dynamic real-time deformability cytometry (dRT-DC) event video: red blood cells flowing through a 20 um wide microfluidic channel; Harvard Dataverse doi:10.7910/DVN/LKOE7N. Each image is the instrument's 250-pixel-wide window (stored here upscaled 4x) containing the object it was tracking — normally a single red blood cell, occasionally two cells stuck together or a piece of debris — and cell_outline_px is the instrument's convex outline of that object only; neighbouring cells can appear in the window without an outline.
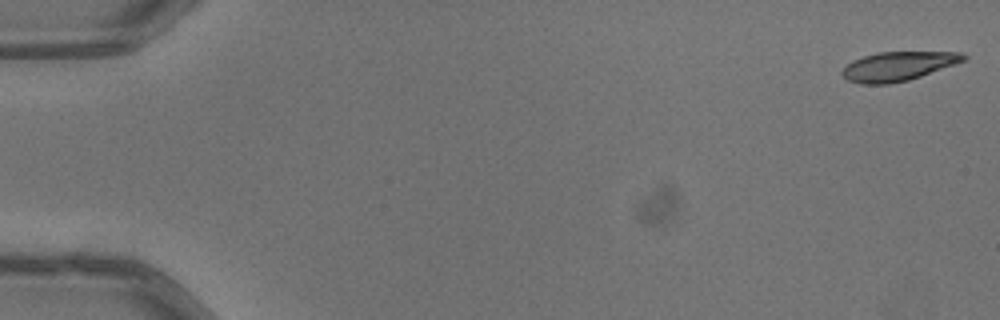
{"species": "common noctule bat (a hibernating species)", "species_latin": "Nyctalus noctula", "temperature_condition": "warm", "stored_images_in_passage": 52, "camera_frame_rate_fps": 3000, "um_per_image_px": 0.085, "animal": {"sex": "male", "body_mass_g": 13.3}, "frame": {"image": 1, "passage_image": 1, "time_ms": 0.0, "image_size_px": [1000, 320], "cell_outline_px": [[968, 60], [908, 80], [888, 84], [860, 84], [848, 80], [840, 72], [852, 60], [864, 56], [880, 52], [960, 52], [968, 56]], "centroid_in_image_um": [76.36, 5.63], "position_along_channel_um": 8.6, "area_um2": 20.52}}
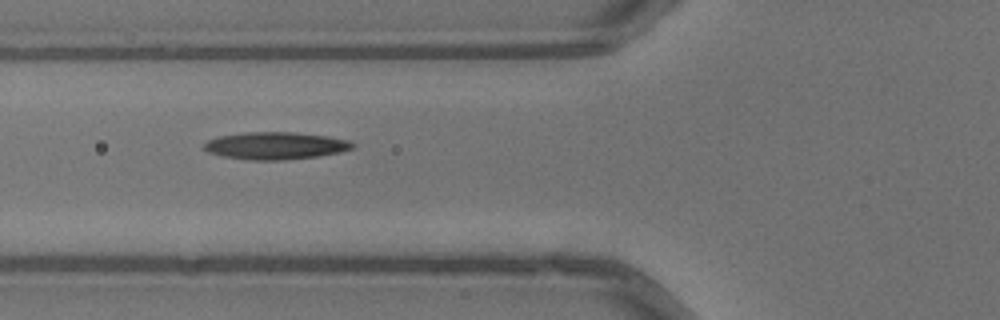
{"frame": {"image": 2, "passage_image": 20, "time_ms": 6.333, "image_size_px": [1000, 320], "cell_outline_px": [[356, 148], [340, 152], [316, 156], [284, 160], [252, 160], [224, 156], [208, 152], [204, 148], [204, 144], [208, 140], [220, 136], [248, 132], [296, 132], [328, 136], [348, 140], [356, 144]], "centroid_in_image_um": [23.47, 12.38], "position_along_channel_um": 102.3, "area_um2": 23.58}}
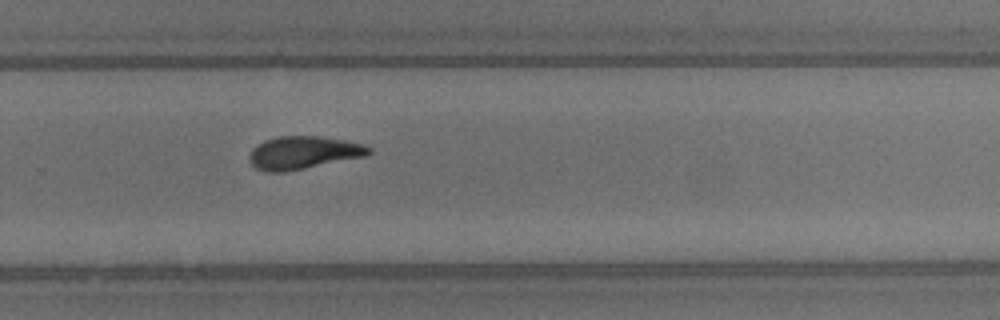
{"frame": {"image": 3, "passage_image": 35, "time_ms": 11.333, "image_size_px": [1000, 320], "cell_outline_px": [[372, 152], [364, 156], [284, 172], [268, 172], [256, 168], [248, 160], [248, 156], [252, 148], [264, 140], [280, 136], [320, 136], [344, 140], [364, 144], [372, 148]], "centroid_in_image_um": [25.76, 12.97], "position_along_channel_um": 304.0, "area_um2": 22.77}, "authors_computed_cell_mechanics": {"area_um2": 22.0796, "velocity_mm_per_s": 4.0309, "shape_relaxation_time_tau1_ms": 8.2473, "shape_relaxation_time_tau2_ms": 3.9146, "deformation_change_tau1": 0.2297, "deformation_change_tau2": 0.1192}}